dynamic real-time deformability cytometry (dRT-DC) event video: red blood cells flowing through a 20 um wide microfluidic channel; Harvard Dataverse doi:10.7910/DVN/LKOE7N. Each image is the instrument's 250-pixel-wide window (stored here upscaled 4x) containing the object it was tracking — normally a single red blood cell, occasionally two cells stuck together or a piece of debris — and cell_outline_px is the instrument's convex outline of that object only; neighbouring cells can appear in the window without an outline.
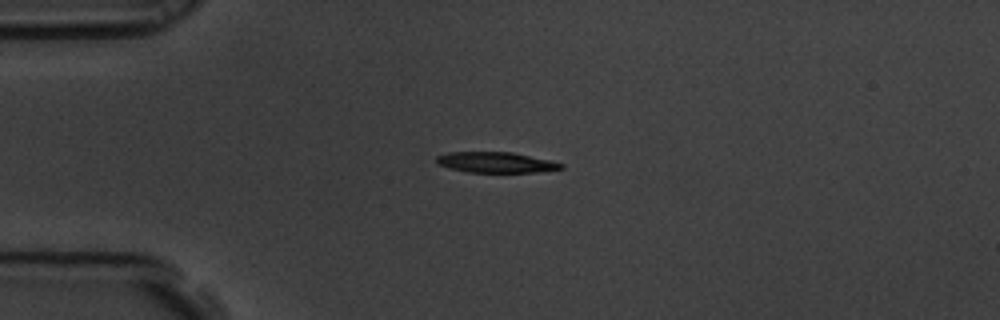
{"species": "common noctule bat (a hibernating species)", "species_latin": "Nyctalus noctula", "temperature_condition": "room temperature", "stored_images_in_passage": 40, "camera_frame_rate_fps": 3000, "um_per_image_px": 0.085, "animal": {"sex": "male", "body_mass_g": 19.5, "forearm_length_mm": 54.6}, "frame": {"image": 1, "passage_image": 1, "time_ms": 0.0, "image_size_px": [1000, 320], "cell_outline_px": [[564, 168], [536, 172], [468, 172], [448, 168], [440, 164], [436, 160], [436, 156], [448, 152], [512, 152], [548, 160], [564, 164]], "centroid_in_image_um": [42.13, 13.8], "position_along_channel_um": 42.9, "area_um2": 14.8}}
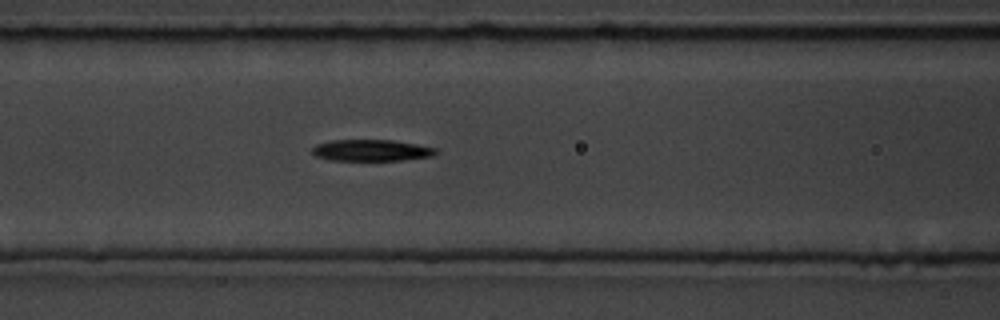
{"frame": {"image": 2, "passage_image": 11, "time_ms": 3.333, "image_size_px": [1000, 320], "cell_outline_px": [[436, 152], [432, 156], [404, 160], [328, 160], [316, 156], [312, 152], [312, 148], [316, 144], [332, 140], [392, 140], [416, 144], [436, 148]], "centroid_in_image_um": [31.54, 12.78], "position_along_channel_um": 135.1, "area_um2": 15.37}}
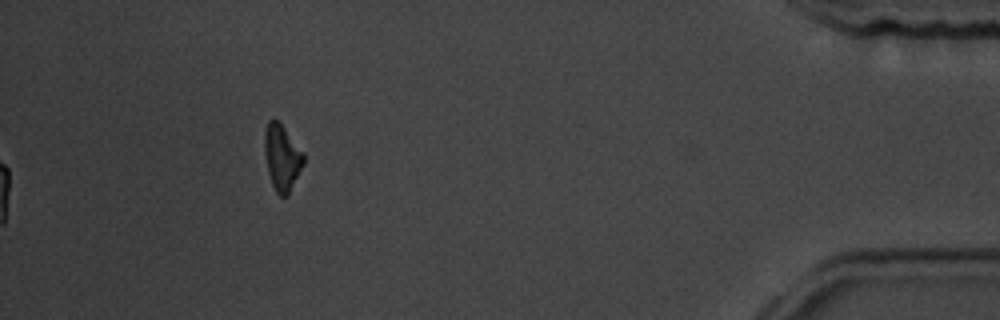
{"frame": {"image": 3, "passage_image": 40, "time_ms": 13.0, "image_size_px": [1000, 320], "cell_outline_px": [[304, 164], [288, 196], [280, 196], [276, 192], [272, 184], [268, 172], [264, 152], [264, 132], [268, 120], [272, 116], [284, 128], [304, 152]], "centroid_in_image_um": [23.96, 13.38], "position_along_channel_um": 411.2, "area_um2": 15.14}, "authors_computed_cell_mechanics": {"area_um2": 16.0395, "velocity_mm_per_s": 3.4674, "shape_relaxation_time_tau1_ms": null, "shape_relaxation_time_tau2_ms": 3.2144, "deformation_change_tau1": null, "deformation_change_tau2": 0.0862}}